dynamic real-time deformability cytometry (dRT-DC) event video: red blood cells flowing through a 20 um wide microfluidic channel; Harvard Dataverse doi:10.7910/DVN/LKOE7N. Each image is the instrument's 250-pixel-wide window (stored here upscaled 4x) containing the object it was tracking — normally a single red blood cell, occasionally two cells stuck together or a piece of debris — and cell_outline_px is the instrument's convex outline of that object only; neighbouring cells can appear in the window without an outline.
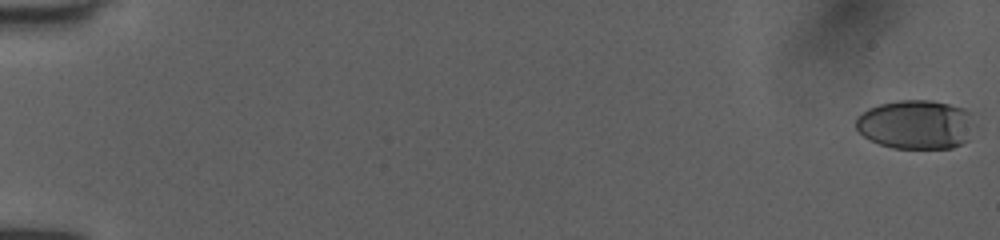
{"species": "human", "species_latin": "Homo sapiens", "temperature_condition": "room temperature", "stored_images_in_passage": 53, "camera_frame_rate_fps": 3000, "um_per_image_px": 0.085, "donor": {"sex": "female"}, "frame": {"image": 1, "passage_image": 1, "time_ms": 0.0, "image_size_px": [1000, 240], "cell_outline_px": [[976, 124], [968, 140], [952, 148], [892, 148], [880, 144], [864, 136], [856, 128], [856, 116], [868, 108], [880, 104], [896, 100], [932, 100], [964, 108], [972, 112]], "centroid_in_image_um": [77.9, 10.57], "position_along_channel_um": 7.1, "area_um2": 34.39}}
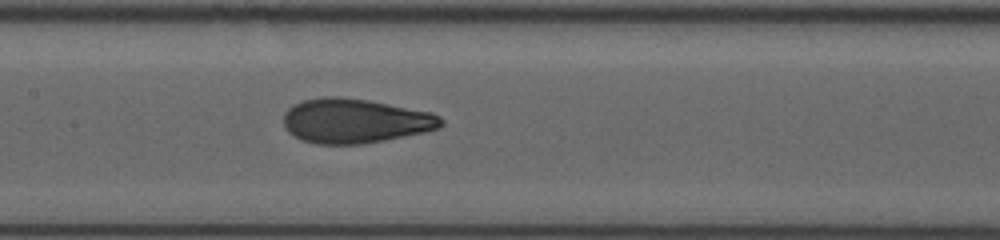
{"frame": {"image": 2, "passage_image": 28, "time_ms": 9.0, "image_size_px": [1000, 240], "cell_outline_px": [[444, 124], [440, 128], [424, 132], [364, 144], [316, 144], [292, 136], [284, 128], [284, 112], [288, 108], [304, 100], [324, 96], [340, 96], [368, 100], [432, 112], [440, 116], [444, 120]], "centroid_in_image_um": [30.18, 10.27], "position_along_channel_um": 177.2, "area_um2": 41.04}}
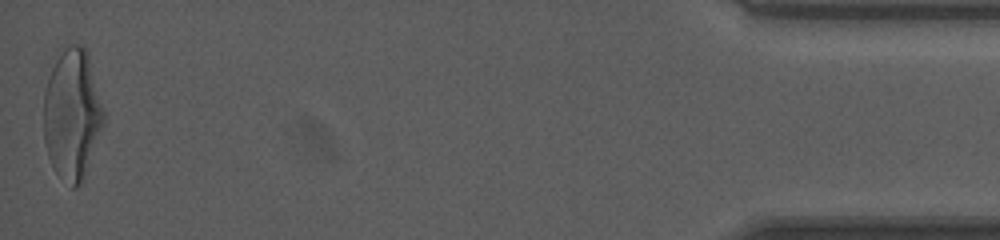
{"frame": {"image": 3, "passage_image": 53, "time_ms": 17.333, "image_size_px": [1000, 240], "cell_outline_px": [[104, 124], [80, 184], [76, 188], [72, 188], [56, 172], [48, 156], [44, 140], [44, 92], [56, 48], [72, 44], [80, 44], [88, 52], [104, 112]], "centroid_in_image_um": [6.11, 9.61], "position_along_channel_um": 429.1, "area_um2": 45.89}, "authors_computed_cell_mechanics": {"area_um2": 39.7664, "velocity_mm_per_s": 4.017, "shape_relaxation_time_tau1_ms": 5.5102, "shape_relaxation_time_tau2_ms": 0.9162, "deformation_change_tau1": 0.2159, "deformation_change_tau2": 0.0773}}